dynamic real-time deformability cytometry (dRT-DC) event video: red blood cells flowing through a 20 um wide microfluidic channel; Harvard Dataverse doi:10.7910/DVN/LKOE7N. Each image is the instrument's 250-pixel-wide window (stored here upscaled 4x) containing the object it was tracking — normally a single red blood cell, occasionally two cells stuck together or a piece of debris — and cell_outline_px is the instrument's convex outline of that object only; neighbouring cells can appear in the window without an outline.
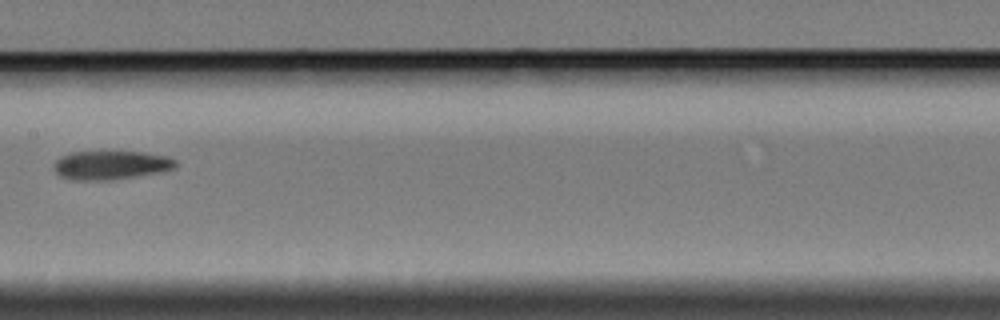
{"species": "Egyptian fruit bat (a non-hibernating species)", "species_latin": "Rousettus aegyptiacus", "temperature_condition": "cold", "stored_images_in_passage": 14, "camera_frame_rate_fps": 3000, "um_per_image_px": 0.085, "animal": {"sex": "female"}, "frame": {"image": 1, "passage_image": 8, "time_ms": 9.667, "image_size_px": [1000, 320], "cell_outline_px": [[176, 168], [164, 172], [108, 180], [72, 180], [60, 176], [56, 172], [52, 164], [60, 156], [72, 152], [144, 152], [168, 156], [176, 160]], "centroid_in_image_um": [9.44, 14.04], "position_along_channel_um": 198.0, "area_um2": 20.58}}
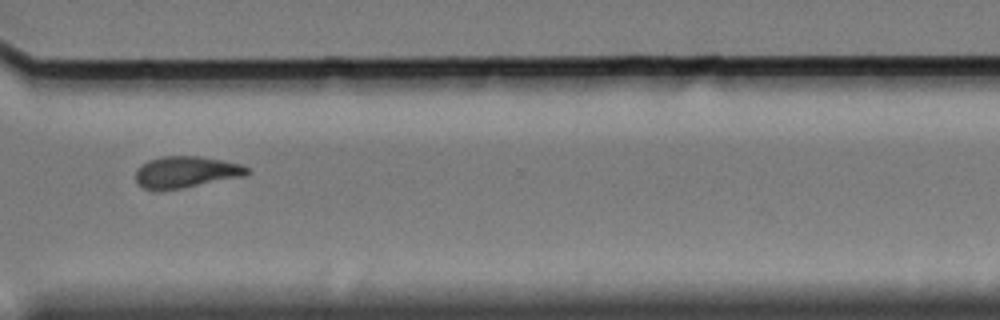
{"frame": {"image": 2, "passage_image": 12, "time_ms": 14.333, "image_size_px": [1000, 320], "cell_outline_px": [[248, 172], [244, 176], [180, 188], [144, 188], [136, 180], [136, 168], [140, 164], [148, 160], [160, 156], [200, 156], [240, 164], [248, 168]], "centroid_in_image_um": [15.78, 14.59], "position_along_channel_um": 354.8, "area_um2": 19.94}}
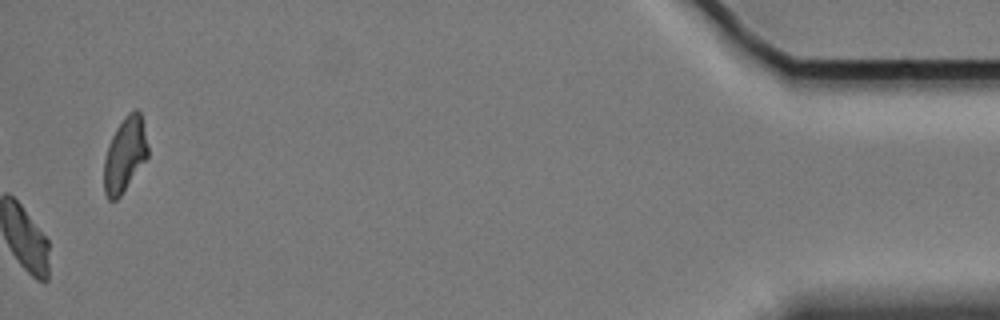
{"frame": {"image": 3, "passage_image": 14, "time_ms": 18.667, "image_size_px": [1000, 320], "cell_outline_px": [[148, 156], [120, 196], [116, 200], [108, 200], [104, 192], [104, 160], [108, 144], [116, 128], [124, 116], [128, 112], [136, 108], [140, 112], [148, 144]], "centroid_in_image_um": [10.6, 13.12], "position_along_channel_um": 424.6, "area_um2": 19.02}}